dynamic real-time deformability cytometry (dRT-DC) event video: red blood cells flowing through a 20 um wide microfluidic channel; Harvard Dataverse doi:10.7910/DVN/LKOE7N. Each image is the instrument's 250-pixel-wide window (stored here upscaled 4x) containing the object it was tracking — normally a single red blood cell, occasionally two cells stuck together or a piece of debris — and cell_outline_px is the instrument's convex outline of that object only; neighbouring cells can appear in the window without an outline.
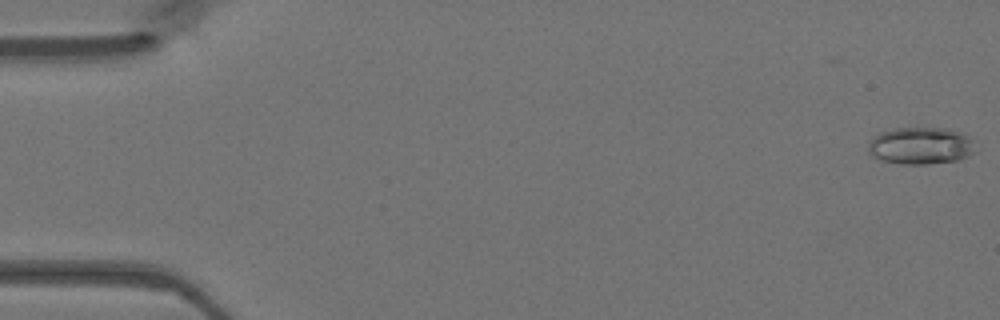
{"species": "Egyptian fruit bat (a non-hibernating species)", "species_latin": "Rousettus aegyptiacus", "temperature_condition": "warm", "stored_images_in_passage": 48, "camera_frame_rate_fps": 3000, "um_per_image_px": 0.085, "animal": {"sex": "female"}, "frame": {"image": 1, "passage_image": 1, "time_ms": 0.0, "image_size_px": [1000, 320], "cell_outline_px": [[976, 152], [968, 156], [956, 160], [928, 164], [900, 164], [880, 160], [872, 156], [868, 152], [868, 144], [880, 132], [896, 128], [948, 128], [960, 132], [976, 140]], "centroid_in_image_um": [78.31, 12.39], "position_along_channel_um": 6.7, "area_um2": 23.47}}
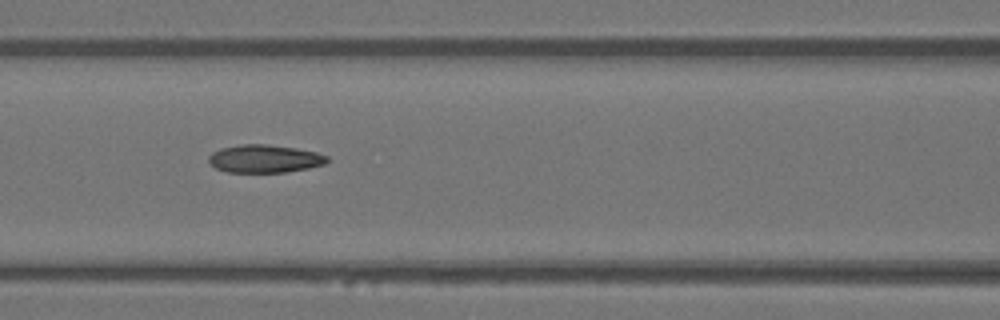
{"frame": {"image": 2, "passage_image": 21, "time_ms": 6.667, "image_size_px": [1000, 320], "cell_outline_px": [[332, 160], [324, 164], [308, 168], [288, 172], [228, 172], [216, 168], [208, 160], [208, 156], [212, 152], [220, 148], [240, 144], [268, 144], [296, 148], [316, 152], [328, 156]], "centroid_in_image_um": [22.52, 13.48], "position_along_channel_um": 144.1, "area_um2": 19.42}}
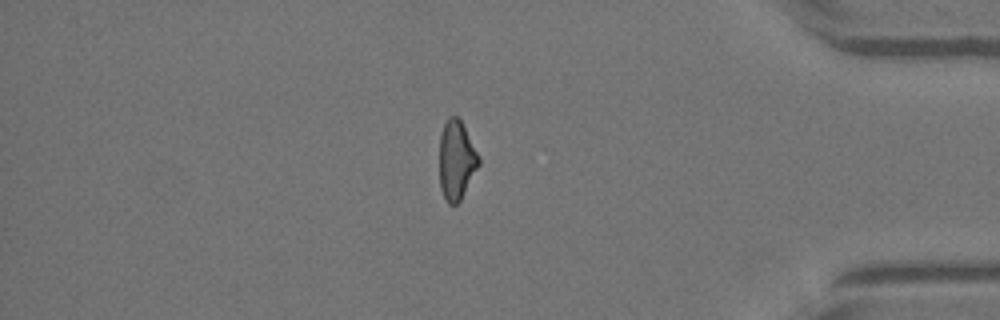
{"frame": {"image": 3, "passage_image": 41, "time_ms": 13.333, "image_size_px": [1000, 320], "cell_outline_px": [[480, 164], [460, 200], [456, 204], [448, 204], [440, 188], [440, 136], [444, 124], [448, 116], [456, 116], [460, 120], [480, 156]], "centroid_in_image_um": [38.8, 13.61], "position_along_channel_um": 396.4, "area_um2": 17.98}}